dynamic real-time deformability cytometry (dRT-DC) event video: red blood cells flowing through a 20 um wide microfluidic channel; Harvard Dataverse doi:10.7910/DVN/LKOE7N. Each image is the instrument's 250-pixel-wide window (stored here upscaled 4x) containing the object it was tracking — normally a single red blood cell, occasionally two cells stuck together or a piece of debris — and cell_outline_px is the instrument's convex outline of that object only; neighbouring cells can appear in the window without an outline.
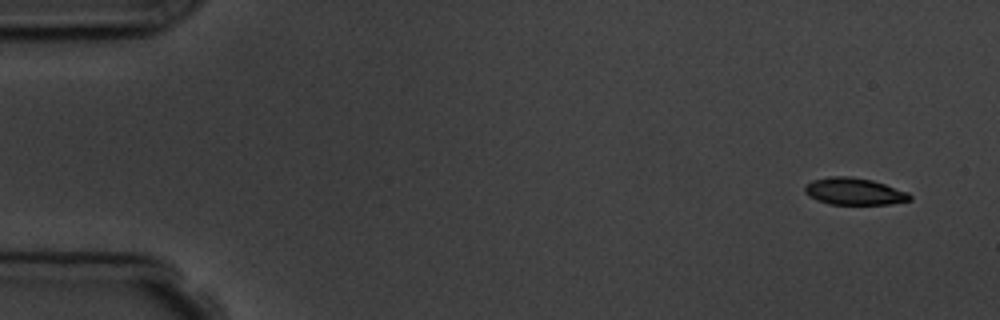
{"species": "common noctule bat (a hibernating species)", "species_latin": "Nyctalus noctula", "temperature_condition": "room temperature", "stored_images_in_passage": 6, "camera_frame_rate_fps": 3000, "um_per_image_px": 0.085, "animal": {"sex": "male", "body_mass_g": 19.5, "forearm_length_mm": 54.6}, "frame": {"image": 1, "passage_image": 1, "time_ms": 0.0, "image_size_px": [1000, 320], "cell_outline_px": [[912, 200], [888, 204], [828, 204], [804, 192], [804, 188], [812, 180], [832, 176], [852, 176], [872, 180], [908, 192], [912, 196]], "centroid_in_image_um": [72.64, 16.26], "position_along_channel_um": 12.4, "area_um2": 16.3}}
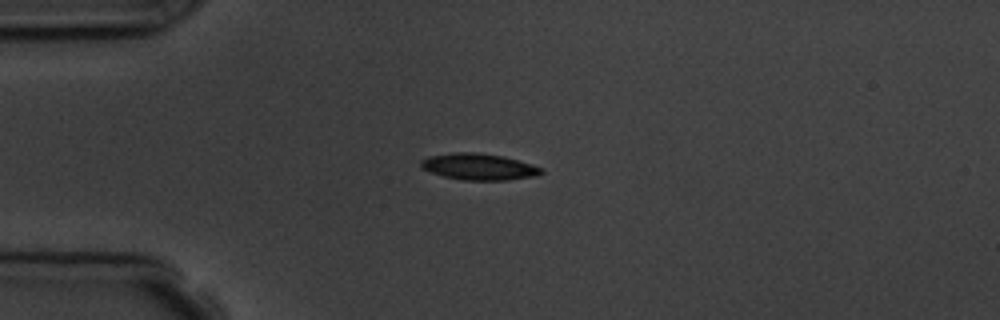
{"frame": {"image": 2, "passage_image": 4, "time_ms": 3.667, "image_size_px": [1000, 320], "cell_outline_px": [[544, 172], [536, 176], [508, 180], [464, 180], [444, 176], [420, 168], [420, 160], [428, 156], [452, 152], [476, 152], [504, 156], [532, 164], [544, 168]], "centroid_in_image_um": [40.71, 14.16], "position_along_channel_um": 44.3, "area_um2": 18.73}}